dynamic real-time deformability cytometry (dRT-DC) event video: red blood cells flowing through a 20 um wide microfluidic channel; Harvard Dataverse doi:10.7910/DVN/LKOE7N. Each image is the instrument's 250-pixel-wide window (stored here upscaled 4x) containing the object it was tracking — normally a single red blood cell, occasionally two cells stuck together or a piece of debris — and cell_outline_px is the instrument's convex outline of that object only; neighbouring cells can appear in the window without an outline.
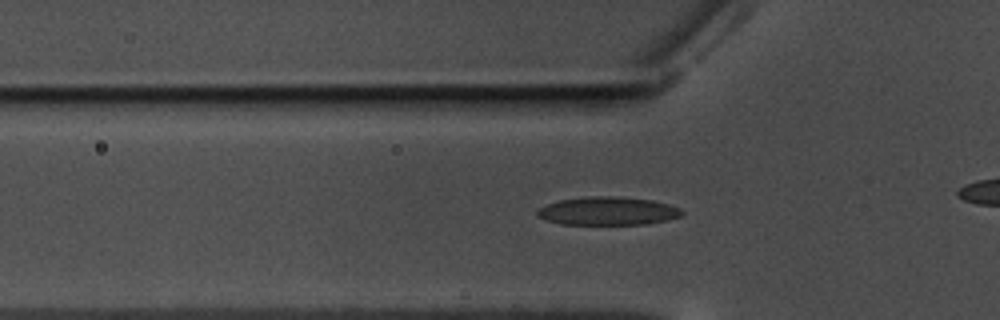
{"species": "common noctule bat (a hibernating species)", "species_latin": "Nyctalus noctula", "temperature_condition": "warm", "stored_images_in_passage": 37, "camera_frame_rate_fps": 3000, "um_per_image_px": 0.085, "animal": {"sex": "male", "body_mass_g": 17.5, "forearm_length_mm": 52.3}, "frame": {"image": 1, "passage_image": 9, "time_ms": 2.667, "image_size_px": [1000, 320], "cell_outline_px": [[684, 212], [680, 216], [668, 220], [648, 224], [560, 224], [536, 216], [536, 212], [540, 208], [548, 204], [560, 200], [588, 196], [612, 196], [652, 200], [668, 204], [680, 208]], "centroid_in_image_um": [51.68, 17.94], "position_along_channel_um": 74.1, "area_um2": 23.7}}
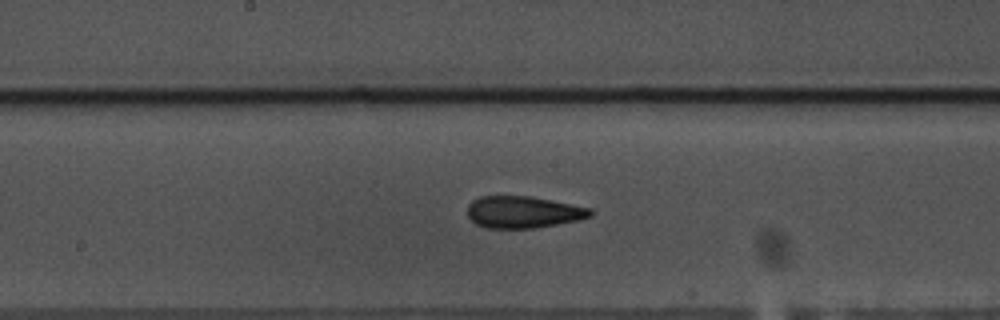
{"frame": {"image": 2, "passage_image": 20, "time_ms": 6.333, "image_size_px": [1000, 320], "cell_outline_px": [[596, 212], [592, 216], [580, 220], [536, 228], [484, 228], [476, 224], [468, 216], [468, 204], [472, 200], [480, 196], [532, 196], [592, 208]], "centroid_in_image_um": [44.52, 18.03], "position_along_channel_um": 203.7, "area_um2": 23.18}}
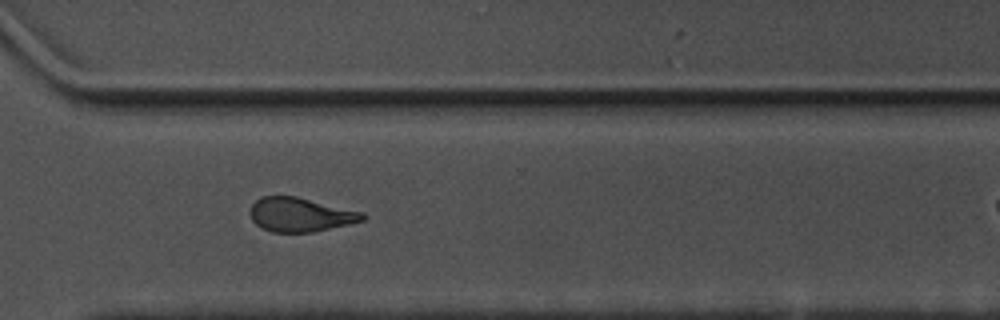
{"frame": {"image": 3, "passage_image": 32, "time_ms": 10.333, "image_size_px": [1000, 320], "cell_outline_px": [[368, 216], [364, 220], [348, 224], [312, 232], [272, 232], [256, 224], [252, 220], [248, 212], [252, 204], [260, 196], [296, 196], [364, 212]], "centroid_in_image_um": [25.52, 18.23], "position_along_channel_um": 345.1, "area_um2": 22.37}}